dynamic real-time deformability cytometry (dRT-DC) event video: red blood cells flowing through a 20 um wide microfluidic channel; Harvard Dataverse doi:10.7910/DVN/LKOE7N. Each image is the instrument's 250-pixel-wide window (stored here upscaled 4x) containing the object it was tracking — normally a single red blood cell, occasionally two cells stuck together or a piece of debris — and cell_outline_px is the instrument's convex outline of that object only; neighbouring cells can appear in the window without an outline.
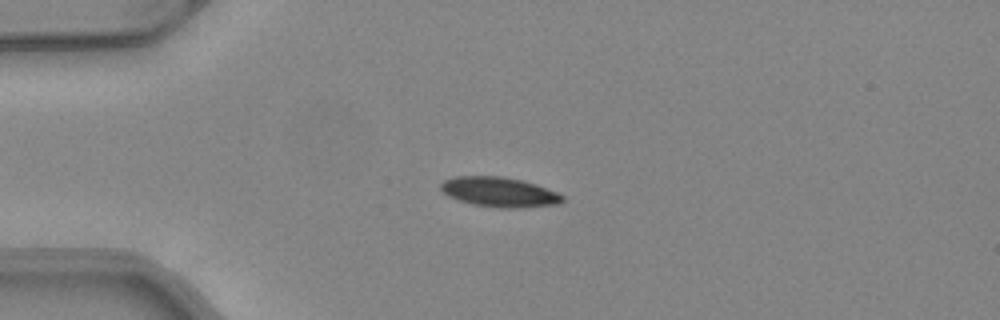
{"species": "common noctule bat (a hibernating species)", "species_latin": "Nyctalus noctula", "temperature_condition": "warm", "stored_images_in_passage": 50, "camera_frame_rate_fps": 3000, "um_per_image_px": 0.085, "animal": {"sex": "female", "body_mass_g": 24.6, "forearm_length_mm": 56.2}, "frame": {"image": 1, "passage_image": 13, "time_ms": 4.0, "image_size_px": [1000, 320], "cell_outline_px": [[564, 200], [560, 204], [516, 208], [500, 208], [472, 204], [448, 196], [440, 188], [440, 184], [444, 180], [456, 176], [504, 176], [524, 180], [536, 184], [556, 192], [564, 196]], "centroid_in_image_um": [42.46, 16.32], "position_along_channel_um": 42.5, "area_um2": 21.21}}
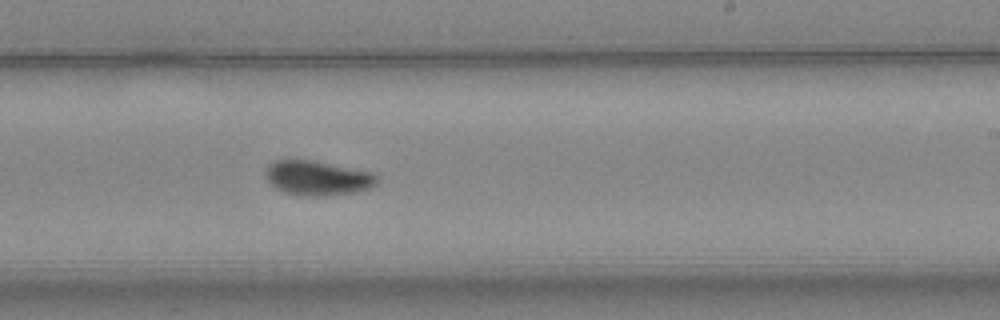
{"frame": {"image": 2, "passage_image": 31, "time_ms": 10.0, "image_size_px": [1000, 320], "cell_outline_px": [[376, 184], [372, 188], [352, 192], [324, 196], [296, 196], [284, 192], [268, 184], [264, 176], [264, 172], [268, 164], [276, 160], [312, 160], [372, 172], [376, 176]], "centroid_in_image_um": [26.91, 15.14], "position_along_channel_um": 262.1, "area_um2": 22.66}}
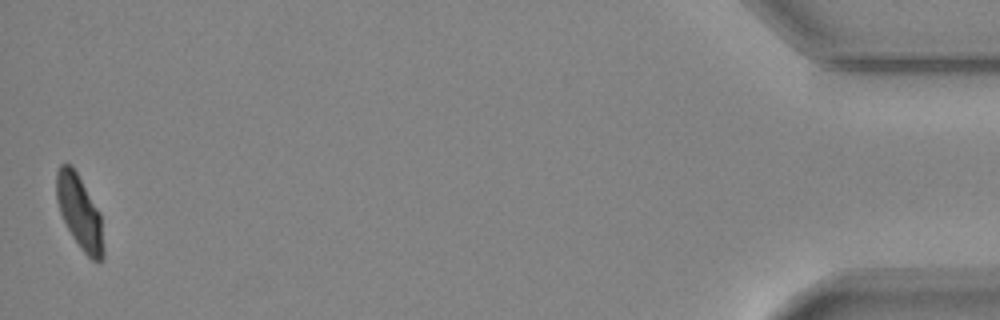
{"frame": {"image": 3, "passage_image": 50, "time_ms": 16.333, "image_size_px": [1000, 320], "cell_outline_px": [[104, 256], [100, 260], [92, 260], [80, 248], [72, 236], [60, 212], [56, 200], [56, 172], [60, 164], [72, 164], [100, 212], [104, 248]], "centroid_in_image_um": [6.76, 18.01], "position_along_channel_um": 428.4, "area_um2": 20.11}, "authors_computed_cell_mechanics": {"area_um2": 21.0681, "velocity_mm_per_s": 4.107, "shape_relaxation_time_tau1_ms": 2.4859, "shape_relaxation_time_tau2_ms": 2.79, "deformation_change_tau1": 0.1144, "deformation_change_tau2": 0.0542}}